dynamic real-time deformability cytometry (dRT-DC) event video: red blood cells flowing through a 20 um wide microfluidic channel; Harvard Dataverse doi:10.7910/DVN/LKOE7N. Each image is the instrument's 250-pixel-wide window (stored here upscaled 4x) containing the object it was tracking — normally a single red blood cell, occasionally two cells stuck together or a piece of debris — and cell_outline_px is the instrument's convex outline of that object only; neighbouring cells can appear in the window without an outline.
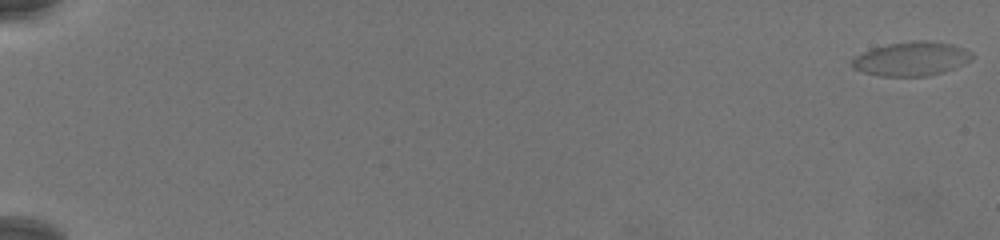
{"species": "common noctule bat (a hibernating species)", "species_latin": "Nyctalus noctula", "temperature_condition": "warm", "stored_images_in_passage": 85, "camera_frame_rate_fps": 3000, "um_per_image_px": 0.085, "animal": {"sex": "female", "body_mass_g": 19.5, "forearm_length_mm": 54.1}, "frame": {"image": 1, "passage_image": 1, "time_ms": 0.0, "image_size_px": [1000, 240], "cell_outline_px": [[976, 56], [972, 60], [944, 72], [928, 76], [880, 76], [864, 72], [852, 68], [852, 60], [856, 56], [872, 48], [888, 44], [912, 40], [928, 40], [952, 44], [964, 48], [972, 52]], "centroid_in_image_um": [77.52, 4.99], "position_along_channel_um": 7.5, "area_um2": 23.93}}
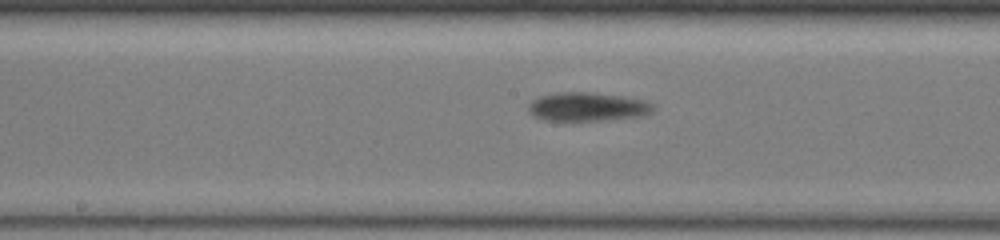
{"frame": {"image": 2, "passage_image": 49, "time_ms": 16.0, "image_size_px": [1000, 240], "cell_outline_px": [[652, 112], [644, 116], [600, 120], [544, 120], [536, 116], [528, 108], [528, 104], [532, 100], [540, 96], [556, 92], [596, 92], [644, 100], [652, 104]], "centroid_in_image_um": [49.94, 9.06], "position_along_channel_um": 198.3, "area_um2": 20.69}}
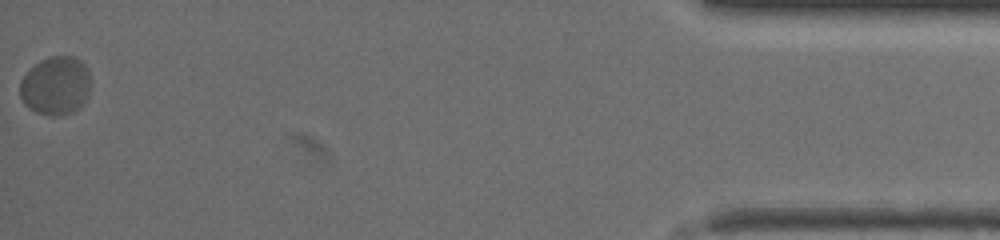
{"frame": {"image": 3, "passage_image": 85, "time_ms": 28.0, "image_size_px": [1000, 240], "cell_outline_px": [[88, 96], [84, 104], [80, 108], [72, 112], [56, 116], [52, 116], [36, 112], [24, 104], [20, 96], [20, 80], [40, 60], [48, 56], [76, 56], [88, 68]], "centroid_in_image_um": [4.73, 7.29], "position_along_channel_um": 430.5, "area_um2": 24.1}}